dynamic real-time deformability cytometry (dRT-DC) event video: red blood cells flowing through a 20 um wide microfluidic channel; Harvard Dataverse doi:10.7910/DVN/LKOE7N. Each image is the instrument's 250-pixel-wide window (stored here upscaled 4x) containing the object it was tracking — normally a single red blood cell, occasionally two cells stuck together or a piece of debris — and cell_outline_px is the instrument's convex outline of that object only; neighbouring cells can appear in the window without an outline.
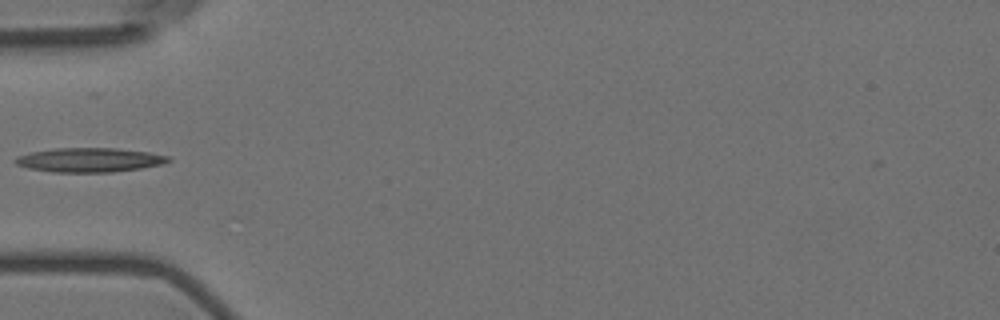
{"species": "Egyptian fruit bat (a non-hibernating species)", "species_latin": "Rousettus aegyptiacus", "temperature_condition": "room temperature", "stored_images_in_passage": 5, "camera_frame_rate_fps": 3000, "um_per_image_px": 0.085, "animal": {"sex": "female"}, "frame": {"image": 1, "passage_image": 4, "time_ms": 4.333, "image_size_px": [1000, 320], "cell_outline_px": [[172, 160], [160, 164], [140, 168], [112, 172], [52, 172], [28, 168], [16, 164], [12, 160], [16, 156], [32, 152], [56, 148], [116, 148], [148, 152], [168, 156]], "centroid_in_image_um": [7.56, 13.59], "position_along_channel_um": 77.4, "area_um2": 21.5}}
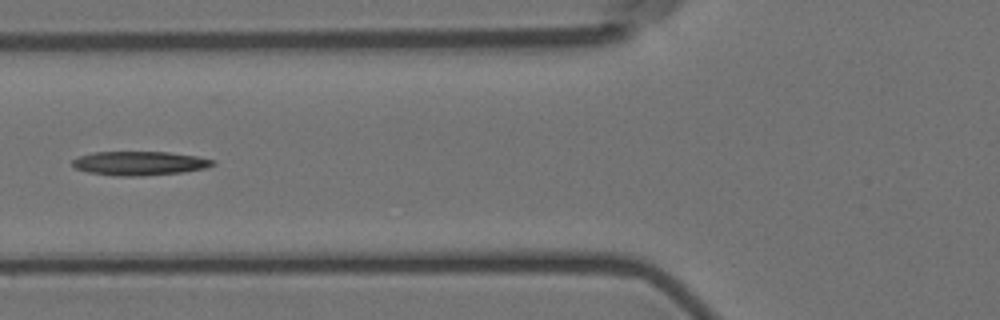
{"frame": {"image": 2, "passage_image": 5, "time_ms": 5.333, "image_size_px": [1000, 320], "cell_outline_px": [[216, 164], [204, 168], [180, 172], [144, 176], [116, 176], [88, 172], [76, 168], [72, 164], [72, 160], [76, 156], [92, 152], [168, 152], [196, 156], [216, 160]], "centroid_in_image_um": [11.83, 13.87], "position_along_channel_um": 114.0, "area_um2": 19.65}}